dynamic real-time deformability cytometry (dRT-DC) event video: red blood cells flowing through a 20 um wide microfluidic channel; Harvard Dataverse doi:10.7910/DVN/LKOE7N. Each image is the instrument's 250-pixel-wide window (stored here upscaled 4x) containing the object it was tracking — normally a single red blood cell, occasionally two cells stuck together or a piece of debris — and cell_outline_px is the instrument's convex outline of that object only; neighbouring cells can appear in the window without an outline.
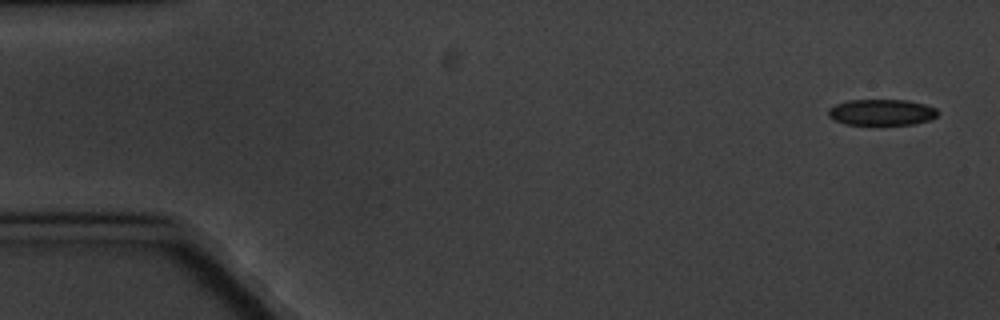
{"species": "common noctule bat (a hibernating species)", "species_latin": "Nyctalus noctula", "temperature_condition": "cold", "stored_images_in_passage": 5, "camera_frame_rate_fps": 3000, "um_per_image_px": 0.085, "animal": {"sex": "male", "body_mass_g": 20.1, "forearm_length_mm": 53.5}, "frame": {"image": 1, "passage_image": 1, "time_ms": 0.0, "image_size_px": [1000, 320], "cell_outline_px": [[940, 112], [936, 116], [928, 120], [916, 124], [844, 124], [828, 116], [828, 108], [836, 104], [848, 100], [908, 100], [924, 104], [936, 108]], "centroid_in_image_um": [74.94, 9.53], "position_along_channel_um": 10.1, "area_um2": 16.59}}
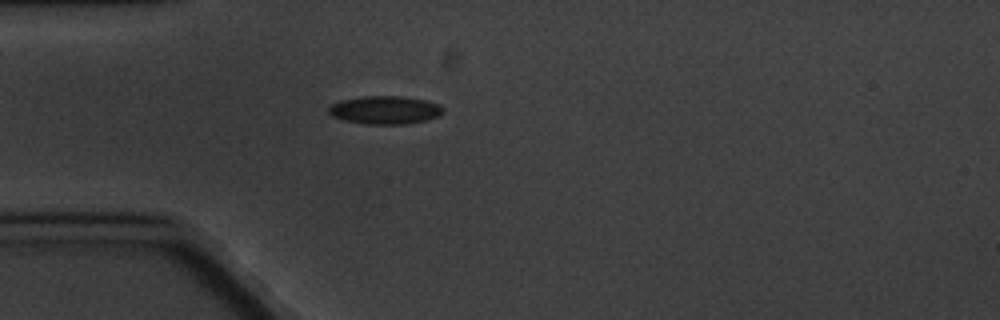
{"frame": {"image": 2, "passage_image": 5, "time_ms": 4.667, "image_size_px": [1000, 320], "cell_outline_px": [[444, 112], [440, 116], [428, 120], [408, 124], [368, 124], [344, 120], [332, 116], [328, 112], [328, 108], [332, 104], [340, 100], [364, 96], [404, 96], [424, 100], [440, 104], [444, 108]], "centroid_in_image_um": [32.77, 9.35], "position_along_channel_um": 52.2, "area_um2": 18.96}}